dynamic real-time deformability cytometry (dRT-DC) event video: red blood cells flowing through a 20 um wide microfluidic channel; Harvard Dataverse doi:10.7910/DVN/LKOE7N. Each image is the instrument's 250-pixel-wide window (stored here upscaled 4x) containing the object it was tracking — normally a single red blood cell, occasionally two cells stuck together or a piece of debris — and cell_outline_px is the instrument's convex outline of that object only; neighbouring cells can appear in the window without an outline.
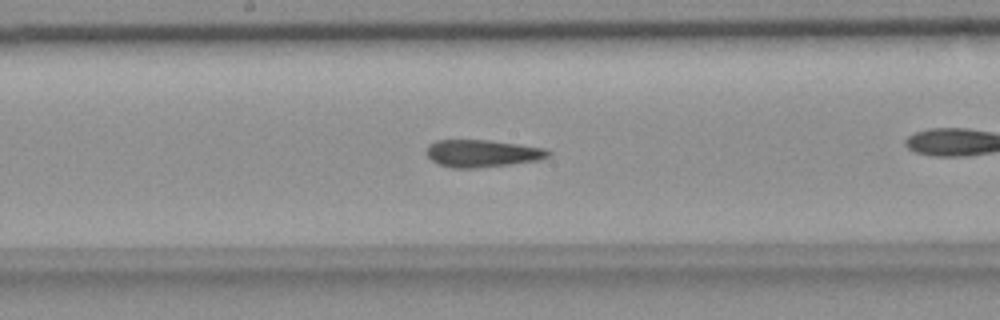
{"species": "common noctule bat (a hibernating species)", "species_latin": "Nyctalus noctula", "temperature_condition": "room temperature", "stored_images_in_passage": 27, "camera_frame_rate_fps": 3000, "um_per_image_px": 0.085, "animal": {"sex": "female", "body_mass_g": 18.4}, "frame": {"image": 1, "passage_image": 12, "time_ms": 3.667, "image_size_px": [1000, 320], "cell_outline_px": [[552, 152], [548, 156], [540, 160], [512, 164], [476, 168], [452, 168], [436, 164], [424, 152], [428, 144], [436, 140], [488, 140], [544, 148]], "centroid_in_image_um": [40.94, 13.04], "position_along_channel_um": 207.3, "area_um2": 19.54}}